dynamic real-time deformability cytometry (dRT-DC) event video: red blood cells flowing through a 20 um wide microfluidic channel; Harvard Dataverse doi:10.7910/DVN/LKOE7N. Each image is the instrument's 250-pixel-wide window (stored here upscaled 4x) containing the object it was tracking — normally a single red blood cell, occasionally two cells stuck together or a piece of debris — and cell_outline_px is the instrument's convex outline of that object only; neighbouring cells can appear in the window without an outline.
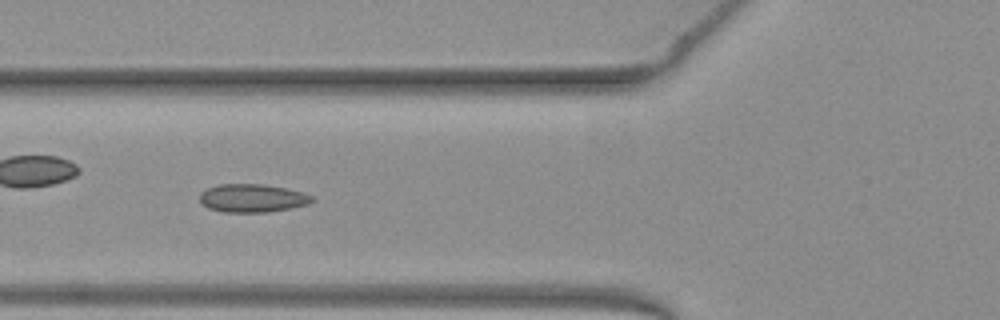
{"species": "common noctule bat (a hibernating species)", "species_latin": "Nyctalus noctula", "temperature_condition": "warm", "stored_images_in_passage": 35, "camera_frame_rate_fps": 3000, "um_per_image_px": 0.085, "animal": {"sex": "female", "body_mass_g": 19.3, "forearm_length_mm": 54.1}, "frame": {"image": 1, "passage_image": 10, "time_ms": 3.0, "image_size_px": [1000, 320], "cell_outline_px": [[312, 200], [308, 204], [268, 212], [224, 212], [208, 208], [200, 204], [200, 192], [208, 188], [220, 184], [264, 184], [284, 188], [300, 192], [312, 196]], "centroid_in_image_um": [21.38, 16.84], "position_along_channel_um": 104.4, "area_um2": 18.26}}
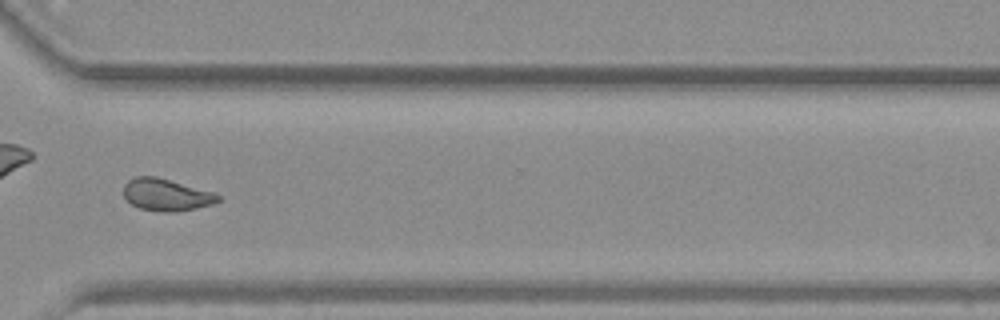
{"frame": {"image": 2, "passage_image": 29, "time_ms": 9.333, "image_size_px": [1000, 320], "cell_outline_px": [[220, 200], [212, 204], [196, 208], [176, 212], [164, 212], [140, 208], [132, 204], [124, 196], [124, 184], [128, 180], [136, 176], [156, 176], [212, 192], [220, 196]], "centroid_in_image_um": [14.11, 16.55], "position_along_channel_um": 356.5, "area_um2": 17.46}, "authors_computed_cell_mechanics": {"area_um2": 17.918, "velocity_mm_per_s": 3.9766, "shape_relaxation_time_tau1_ms": null, "shape_relaxation_time_tau2_ms": 1.2126, "deformation_change_tau1": null, "deformation_change_tau2": 0.0497}}